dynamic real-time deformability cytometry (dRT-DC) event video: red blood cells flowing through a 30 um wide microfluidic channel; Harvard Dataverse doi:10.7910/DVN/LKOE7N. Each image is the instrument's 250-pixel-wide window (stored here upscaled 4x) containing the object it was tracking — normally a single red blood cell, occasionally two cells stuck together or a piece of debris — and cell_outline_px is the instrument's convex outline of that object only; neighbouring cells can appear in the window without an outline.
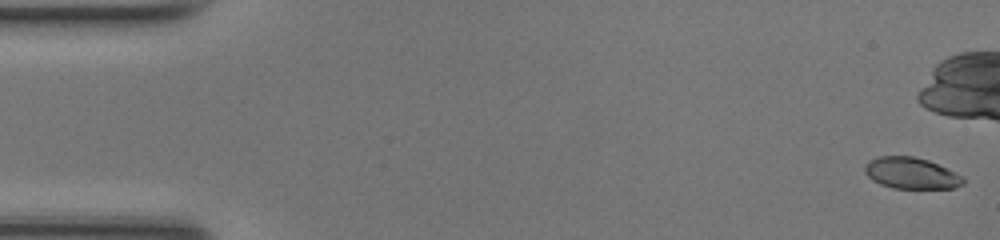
{"species": "common noctule bat (a hibernating species)", "species_latin": "Nyctalus noctula", "temperature_condition": "room temperature", "stored_images_in_passage": 38, "camera_frame_rate_fps": 3000, "um_per_image_px": 0.085, "animal": {"sex": "female", "body_mass_g": 17.0, "forearm_length_mm": 48.0}, "frame": {"image": 1, "passage_image": 1, "time_ms": 0.0, "image_size_px": [1000, 240], "cell_outline_px": [[964, 184], [952, 188], [892, 188], [880, 184], [872, 180], [864, 172], [864, 164], [868, 160], [880, 156], [912, 156], [928, 160], [956, 172], [964, 176]], "centroid_in_image_um": [77.44, 14.71], "position_along_channel_um": 7.6, "area_um2": 18.09}}
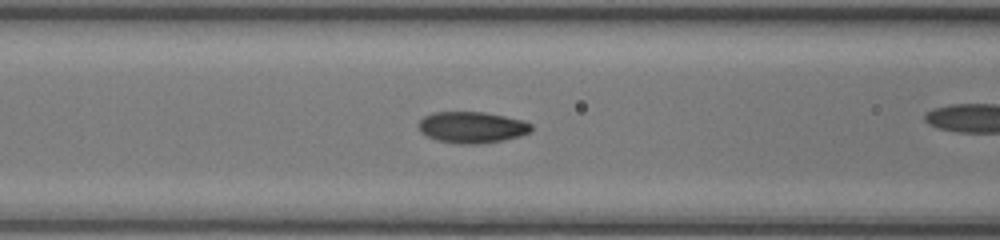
{"frame": {"image": 2, "passage_image": 20, "time_ms": 6.333, "image_size_px": [1000, 240], "cell_outline_px": [[532, 128], [528, 132], [520, 136], [504, 140], [480, 144], [460, 144], [436, 140], [420, 132], [420, 120], [424, 116], [432, 112], [484, 112], [504, 116], [520, 120], [532, 124]], "centroid_in_image_um": [40.1, 10.82], "position_along_channel_um": 126.5, "area_um2": 20.46}}
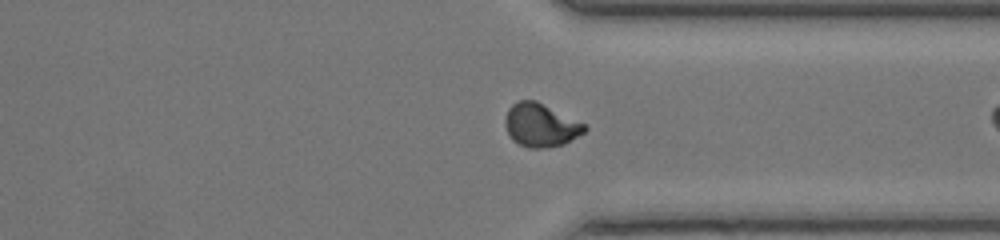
{"frame": {"image": 3, "passage_image": 37, "time_ms": 12.0, "image_size_px": [1000, 240], "cell_outline_px": [[588, 128], [584, 132], [564, 144], [548, 148], [528, 148], [512, 140], [504, 124], [504, 120], [508, 108], [512, 104], [520, 100], [536, 100], [584, 124]], "centroid_in_image_um": [45.93, 10.64], "position_along_channel_um": 365.5, "area_um2": 19.94}}